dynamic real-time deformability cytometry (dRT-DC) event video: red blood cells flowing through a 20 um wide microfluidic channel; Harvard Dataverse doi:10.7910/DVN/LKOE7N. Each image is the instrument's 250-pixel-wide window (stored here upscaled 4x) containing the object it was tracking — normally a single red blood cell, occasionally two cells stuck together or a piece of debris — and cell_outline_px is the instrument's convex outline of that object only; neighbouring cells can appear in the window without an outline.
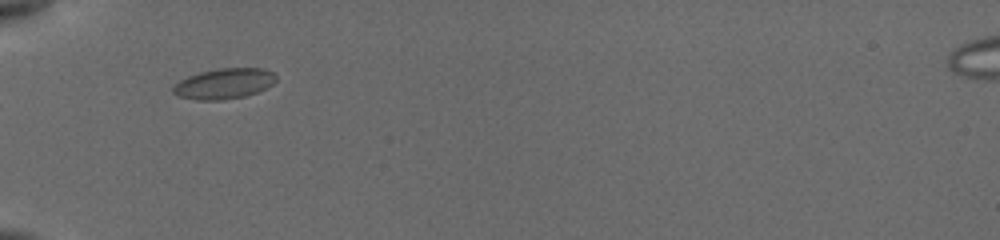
{"species": "common noctule bat (a hibernating species)", "species_latin": "Nyctalus noctula", "temperature_condition": "cold", "stored_images_in_passage": 17, "camera_frame_rate_fps": 3000, "um_per_image_px": 0.085, "animal": {"sex": "female", "body_mass_g": 19.5, "forearm_length_mm": 54.1}, "frame": {"image": 1, "passage_image": 1, "time_ms": 0.0, "image_size_px": [1000, 240], "cell_outline_px": [[276, 80], [268, 88], [244, 96], [220, 100], [196, 100], [176, 96], [172, 92], [172, 88], [180, 80], [188, 76], [200, 72], [220, 68], [264, 68], [272, 72], [276, 76]], "centroid_in_image_um": [19.04, 7.11], "position_along_channel_um": 66.0, "area_um2": 18.32}}
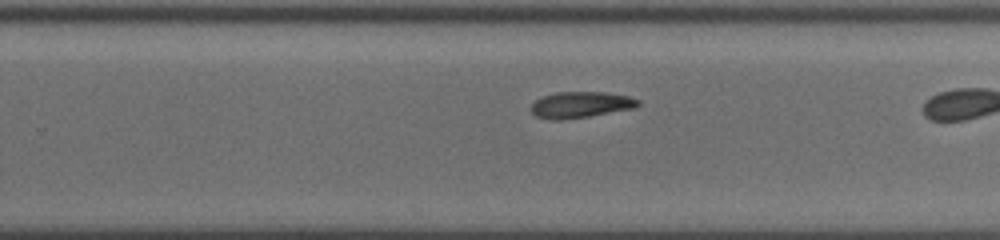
{"frame": {"image": 2, "passage_image": 12, "time_ms": 5.0, "image_size_px": [1000, 240], "cell_outline_px": [[640, 104], [636, 108], [588, 116], [560, 120], [556, 120], [536, 116], [532, 112], [532, 104], [536, 100], [544, 96], [556, 92], [604, 92], [628, 96], [640, 100]], "centroid_in_image_um": [49.39, 8.9], "position_along_channel_um": 280.4, "area_um2": 16.13}}
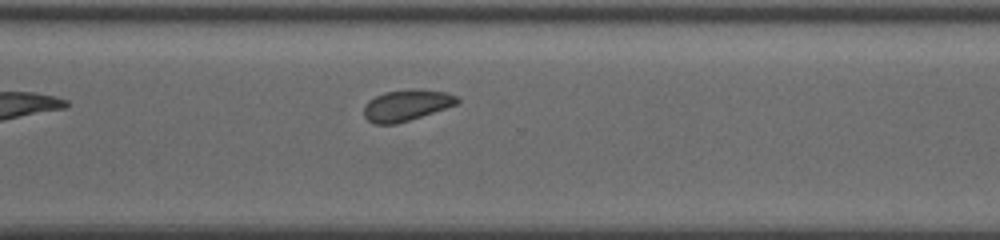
{"frame": {"image": 3, "passage_image": 17, "time_ms": 7.333, "image_size_px": [1000, 240], "cell_outline_px": [[460, 104], [408, 120], [392, 124], [376, 124], [368, 120], [364, 116], [364, 108], [368, 100], [384, 92], [412, 88], [420, 88], [448, 92], [456, 96], [460, 100]], "centroid_in_image_um": [34.6, 8.92], "position_along_channel_um": 336.0, "area_um2": 17.11}}